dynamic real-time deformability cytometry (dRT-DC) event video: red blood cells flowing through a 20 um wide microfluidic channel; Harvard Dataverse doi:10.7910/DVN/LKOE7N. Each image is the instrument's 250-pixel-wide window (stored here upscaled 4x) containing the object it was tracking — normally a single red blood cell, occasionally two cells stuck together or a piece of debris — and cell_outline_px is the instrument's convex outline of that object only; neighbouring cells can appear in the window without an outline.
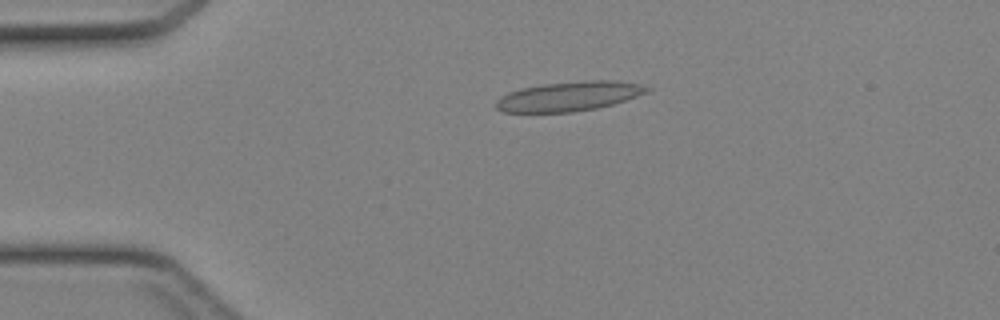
{"species": "Egyptian fruit bat (a non-hibernating species)", "species_latin": "Rousettus aegyptiacus", "temperature_condition": "cold", "stored_images_in_passage": 44, "camera_frame_rate_fps": 3000, "um_per_image_px": 0.085, "animal": {"sex": "female"}, "frame": {"image": 1, "passage_image": 10, "time_ms": 3.0, "image_size_px": [1000, 320], "cell_outline_px": [[652, 88], [648, 92], [612, 104], [596, 108], [572, 112], [504, 112], [496, 108], [496, 100], [500, 96], [508, 92], [520, 88], [544, 84], [584, 80], [612, 80], [640, 84]], "centroid_in_image_um": [48.34, 8.18], "position_along_channel_um": 36.7, "area_um2": 25.89}}
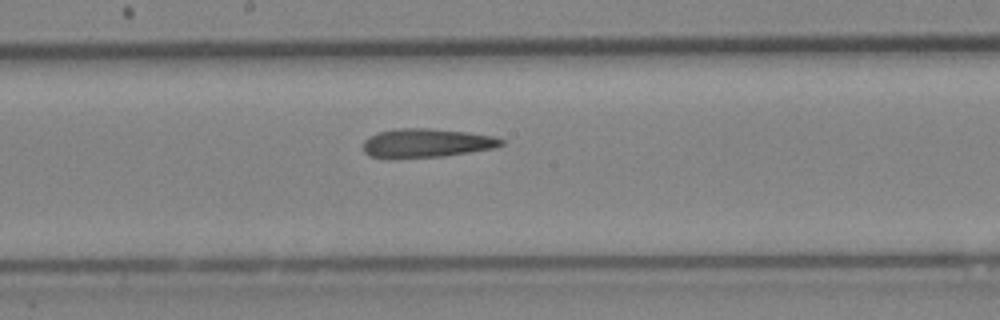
{"frame": {"image": 2, "passage_image": 24, "time_ms": 7.667, "image_size_px": [1000, 320], "cell_outline_px": [[504, 144], [496, 148], [444, 156], [396, 160], [388, 160], [368, 156], [364, 152], [364, 140], [380, 132], [396, 128], [428, 128], [468, 132], [492, 136], [504, 140]], "centroid_in_image_um": [36.21, 12.19], "position_along_channel_um": 212.0, "area_um2": 23.76}}
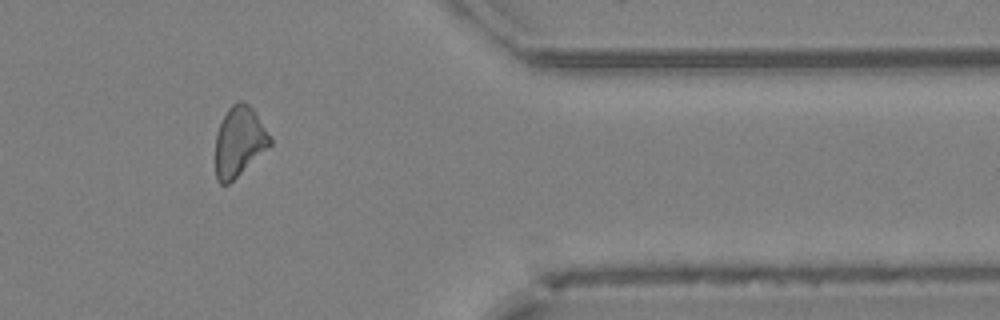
{"frame": {"image": 3, "passage_image": 37, "time_ms": 12.0, "image_size_px": [1000, 320], "cell_outline_px": [[272, 144], [228, 184], [220, 184], [216, 180], [216, 136], [220, 124], [228, 108], [232, 104], [240, 100], [244, 100], [252, 108], [272, 136]], "centroid_in_image_um": [20.34, 12.01], "position_along_channel_um": 391.1, "area_um2": 22.08}}